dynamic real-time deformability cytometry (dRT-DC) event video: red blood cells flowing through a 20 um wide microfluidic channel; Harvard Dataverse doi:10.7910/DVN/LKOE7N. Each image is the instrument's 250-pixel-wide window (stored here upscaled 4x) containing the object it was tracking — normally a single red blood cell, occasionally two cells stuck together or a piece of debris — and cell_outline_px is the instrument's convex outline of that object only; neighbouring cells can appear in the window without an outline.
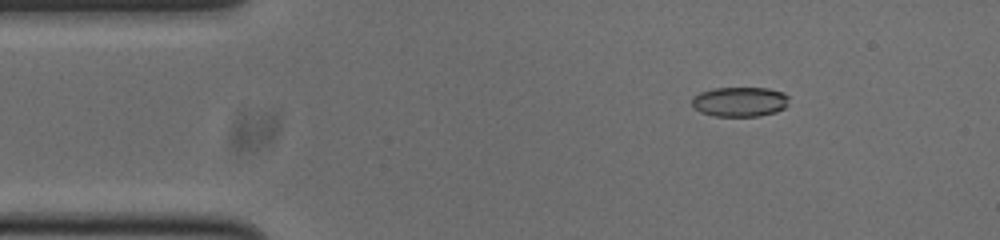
{"species": "common noctule bat (a hibernating species)", "species_latin": "Nyctalus noctula", "temperature_condition": "cold", "stored_images_in_passage": 49, "camera_frame_rate_fps": 3000, "um_per_image_px": 0.085, "animal": {"sex": "male", "body_mass_g": 20.0, "forearm_length_mm": 53.3}, "frame": {"image": 1, "passage_image": 7, "time_ms": 2.0, "image_size_px": [1000, 240], "cell_outline_px": [[788, 104], [784, 108], [776, 112], [760, 116], [716, 116], [700, 112], [692, 104], [692, 96], [700, 92], [712, 88], [768, 88], [784, 92], [788, 96]], "centroid_in_image_um": [62.89, 8.64], "position_along_channel_um": 22.1, "area_um2": 16.94}}
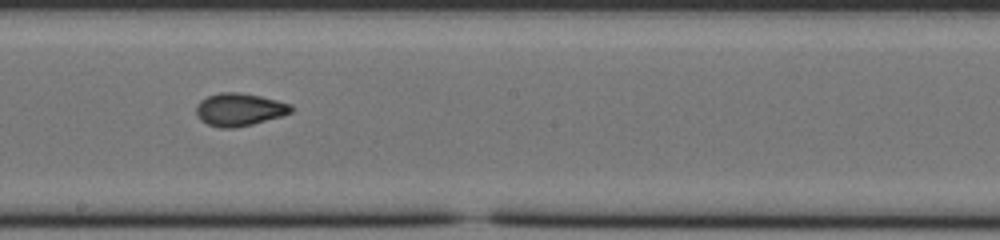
{"frame": {"image": 2, "passage_image": 28, "time_ms": 9.0, "image_size_px": [1000, 240], "cell_outline_px": [[292, 112], [280, 116], [252, 124], [232, 128], [220, 128], [208, 124], [200, 120], [196, 116], [196, 104], [200, 100], [208, 96], [220, 92], [236, 92], [260, 96], [292, 104]], "centroid_in_image_um": [20.31, 9.31], "position_along_channel_um": 227.9, "area_um2": 18.03}}
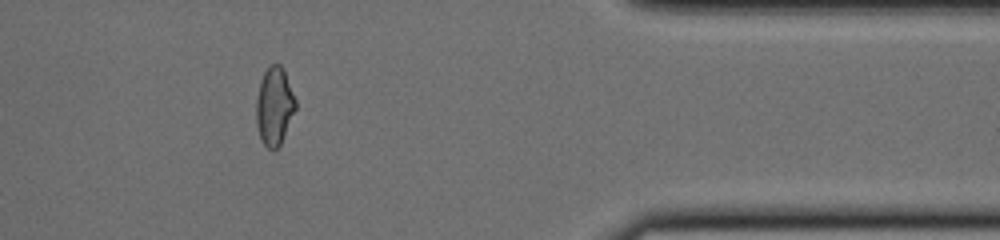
{"frame": {"image": 3, "passage_image": 43, "time_ms": 14.0, "image_size_px": [1000, 240], "cell_outline_px": [[296, 108], [280, 144], [272, 152], [260, 140], [256, 124], [256, 100], [260, 80], [264, 72], [272, 64], [280, 64], [284, 68], [296, 100]], "centroid_in_image_um": [23.31, 9.02], "position_along_channel_um": 388.1, "area_um2": 17.98}}